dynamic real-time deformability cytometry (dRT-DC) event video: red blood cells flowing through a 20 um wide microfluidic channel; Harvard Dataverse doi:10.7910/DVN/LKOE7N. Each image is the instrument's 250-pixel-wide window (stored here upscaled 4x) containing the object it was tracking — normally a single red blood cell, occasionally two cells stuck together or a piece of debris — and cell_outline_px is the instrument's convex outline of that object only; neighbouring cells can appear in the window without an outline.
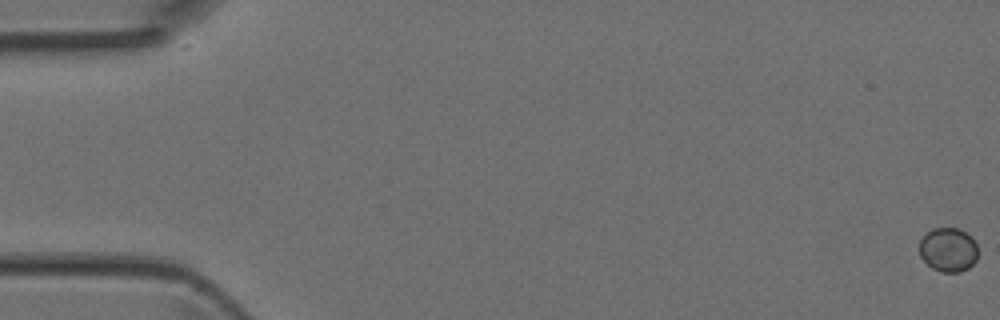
{"species": "Egyptian fruit bat (a non-hibernating species)", "species_latin": "Rousettus aegyptiacus", "temperature_condition": "room temperature", "stored_images_in_passage": 5, "camera_frame_rate_fps": 3000, "um_per_image_px": 0.085, "animal": {"sex": "female"}, "frame": {"image": 1, "passage_image": 1, "time_ms": 0.0, "image_size_px": [1000, 320], "cell_outline_px": [[976, 260], [968, 268], [960, 272], [940, 272], [932, 268], [920, 256], [920, 240], [932, 228], [960, 228], [972, 236], [976, 244]], "centroid_in_image_um": [80.61, 21.22], "position_along_channel_um": 4.4, "area_um2": 15.03}}
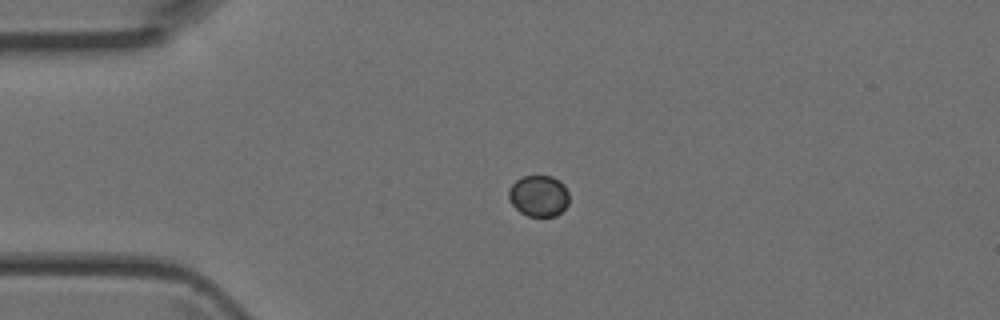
{"frame": {"image": 2, "passage_image": 4, "time_ms": 1.0, "image_size_px": [1000, 320], "cell_outline_px": [[568, 204], [556, 216], [528, 216], [520, 212], [508, 200], [508, 188], [516, 180], [524, 176], [552, 176], [564, 184], [568, 192]], "centroid_in_image_um": [45.77, 16.64], "position_along_channel_um": 39.2, "area_um2": 14.57}}